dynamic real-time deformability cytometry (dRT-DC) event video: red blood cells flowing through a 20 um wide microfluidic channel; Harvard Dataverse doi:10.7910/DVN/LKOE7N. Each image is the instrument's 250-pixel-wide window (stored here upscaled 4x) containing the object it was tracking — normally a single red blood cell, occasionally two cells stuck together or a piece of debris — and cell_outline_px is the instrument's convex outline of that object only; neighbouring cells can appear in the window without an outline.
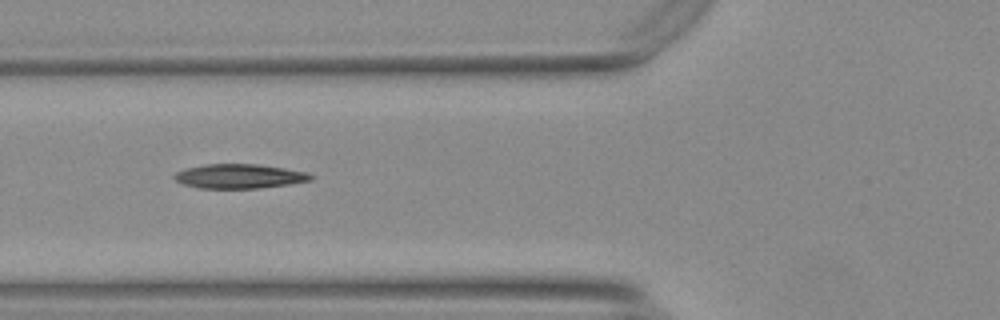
{"species": "Egyptian fruit bat (a non-hibernating species)", "species_latin": "Rousettus aegyptiacus", "temperature_condition": "warm", "stored_images_in_passage": 35, "camera_frame_rate_fps": 3000, "um_per_image_px": 0.085, "animal": {"sex": "female"}, "frame": {"image": 1, "passage_image": 6, "time_ms": 1.667, "image_size_px": [1000, 320], "cell_outline_px": [[312, 180], [288, 184], [256, 188], [200, 188], [184, 184], [176, 180], [172, 176], [176, 172], [184, 168], [204, 164], [256, 164], [284, 168], [308, 172], [312, 176]], "centroid_in_image_um": [20.31, 14.97], "position_along_channel_um": 105.5, "area_um2": 19.25}, "authors_computed_cell_mechanics": {"area_um2": 19.4208, "velocity_mm_per_s": 3.7343, "shape_relaxation_time_tau1_ms": 9.3326, "shape_relaxation_time_tau2_ms": 6.6183, "deformation_change_tau1": 0.2383, "deformation_change_tau2": 0.1684}}